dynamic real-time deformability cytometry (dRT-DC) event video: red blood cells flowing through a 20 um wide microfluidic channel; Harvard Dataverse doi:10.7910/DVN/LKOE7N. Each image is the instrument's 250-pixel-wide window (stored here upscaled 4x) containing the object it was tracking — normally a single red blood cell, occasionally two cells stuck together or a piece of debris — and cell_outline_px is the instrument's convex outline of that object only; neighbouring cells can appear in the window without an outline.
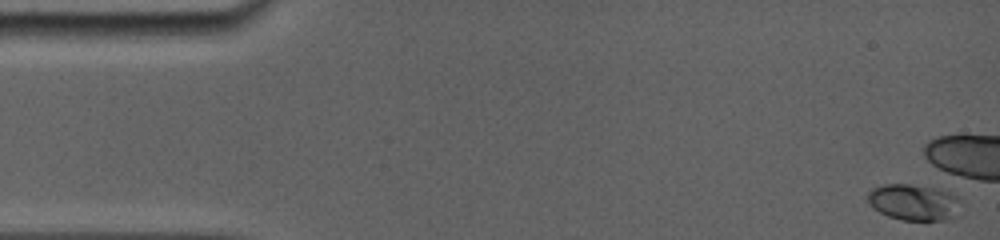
{"species": "common noctule bat (a hibernating species)", "species_latin": "Nyctalus noctula", "temperature_condition": "room temperature", "stored_images_in_passage": 1, "camera_frame_rate_fps": 5000, "um_per_image_px": 0.085, "animal": {"sex": "female", "body_mass_g": 19.0, "forearm_length_mm": 56.7}, "frame": {"image": 1, "passage_image": 1, "time_ms": 0.0, "image_size_px": [1000, 240], "cell_outline_px": [[960, 216], [948, 220], [900, 220], [888, 216], [872, 208], [868, 204], [868, 192], [872, 188], [884, 184], [912, 184], [936, 188], [960, 196]], "centroid_in_image_um": [77.72, 17.2], "position_along_channel_um": 7.3, "area_um2": 20.17}}